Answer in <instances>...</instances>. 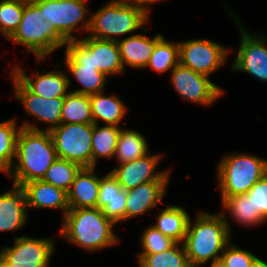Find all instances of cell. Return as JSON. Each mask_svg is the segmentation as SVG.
I'll list each match as a JSON object with an SVG mask.
<instances>
[{"label": "cell", "instance_id": "obj_1", "mask_svg": "<svg viewBox=\"0 0 267 267\" xmlns=\"http://www.w3.org/2000/svg\"><path fill=\"white\" fill-rule=\"evenodd\" d=\"M57 158L50 131L24 122L17 137L14 170L10 169L7 174L18 186L41 180Z\"/></svg>", "mask_w": 267, "mask_h": 267}, {"label": "cell", "instance_id": "obj_2", "mask_svg": "<svg viewBox=\"0 0 267 267\" xmlns=\"http://www.w3.org/2000/svg\"><path fill=\"white\" fill-rule=\"evenodd\" d=\"M224 212L210 214L200 212L194 225L189 220L183 245L191 267H201L221 259L220 251H224L229 243L230 227Z\"/></svg>", "mask_w": 267, "mask_h": 267}, {"label": "cell", "instance_id": "obj_3", "mask_svg": "<svg viewBox=\"0 0 267 267\" xmlns=\"http://www.w3.org/2000/svg\"><path fill=\"white\" fill-rule=\"evenodd\" d=\"M62 220L60 236L89 252L119 242L112 231L115 223L109 220L99 208H70Z\"/></svg>", "mask_w": 267, "mask_h": 267}, {"label": "cell", "instance_id": "obj_4", "mask_svg": "<svg viewBox=\"0 0 267 267\" xmlns=\"http://www.w3.org/2000/svg\"><path fill=\"white\" fill-rule=\"evenodd\" d=\"M8 39L33 52L37 61L68 42L50 21H44L43 10L37 4L24 5L21 22Z\"/></svg>", "mask_w": 267, "mask_h": 267}, {"label": "cell", "instance_id": "obj_5", "mask_svg": "<svg viewBox=\"0 0 267 267\" xmlns=\"http://www.w3.org/2000/svg\"><path fill=\"white\" fill-rule=\"evenodd\" d=\"M149 13L127 0H115L100 8L90 16L91 37L118 41L115 36L138 30L147 23Z\"/></svg>", "mask_w": 267, "mask_h": 267}, {"label": "cell", "instance_id": "obj_6", "mask_svg": "<svg viewBox=\"0 0 267 267\" xmlns=\"http://www.w3.org/2000/svg\"><path fill=\"white\" fill-rule=\"evenodd\" d=\"M266 174V159L243 153L224 157L218 165V186L222 201L228 197L246 194Z\"/></svg>", "mask_w": 267, "mask_h": 267}, {"label": "cell", "instance_id": "obj_7", "mask_svg": "<svg viewBox=\"0 0 267 267\" xmlns=\"http://www.w3.org/2000/svg\"><path fill=\"white\" fill-rule=\"evenodd\" d=\"M49 131L58 158L92 167L93 124H60Z\"/></svg>", "mask_w": 267, "mask_h": 267}, {"label": "cell", "instance_id": "obj_8", "mask_svg": "<svg viewBox=\"0 0 267 267\" xmlns=\"http://www.w3.org/2000/svg\"><path fill=\"white\" fill-rule=\"evenodd\" d=\"M65 48L67 69L83 85L72 92L89 96L104 92L107 76L95 67L91 51L79 39L68 41Z\"/></svg>", "mask_w": 267, "mask_h": 267}, {"label": "cell", "instance_id": "obj_9", "mask_svg": "<svg viewBox=\"0 0 267 267\" xmlns=\"http://www.w3.org/2000/svg\"><path fill=\"white\" fill-rule=\"evenodd\" d=\"M87 0H46L37 5L43 10L44 21H50L58 32L67 40L77 39L73 31L89 30L90 17L86 19ZM83 24L80 25V22ZM78 24L80 27L78 28Z\"/></svg>", "mask_w": 267, "mask_h": 267}, {"label": "cell", "instance_id": "obj_10", "mask_svg": "<svg viewBox=\"0 0 267 267\" xmlns=\"http://www.w3.org/2000/svg\"><path fill=\"white\" fill-rule=\"evenodd\" d=\"M179 43V63L191 70L210 76L222 67L230 50L207 39H193Z\"/></svg>", "mask_w": 267, "mask_h": 267}, {"label": "cell", "instance_id": "obj_11", "mask_svg": "<svg viewBox=\"0 0 267 267\" xmlns=\"http://www.w3.org/2000/svg\"><path fill=\"white\" fill-rule=\"evenodd\" d=\"M171 81L178 94L190 102L208 106L223 95V90L208 76L180 63L171 70Z\"/></svg>", "mask_w": 267, "mask_h": 267}, {"label": "cell", "instance_id": "obj_12", "mask_svg": "<svg viewBox=\"0 0 267 267\" xmlns=\"http://www.w3.org/2000/svg\"><path fill=\"white\" fill-rule=\"evenodd\" d=\"M13 247H3L0 255L14 267H48L54 252L53 239L29 236L14 238Z\"/></svg>", "mask_w": 267, "mask_h": 267}, {"label": "cell", "instance_id": "obj_13", "mask_svg": "<svg viewBox=\"0 0 267 267\" xmlns=\"http://www.w3.org/2000/svg\"><path fill=\"white\" fill-rule=\"evenodd\" d=\"M240 32L241 43L232 69L267 81V39L251 35L244 28Z\"/></svg>", "mask_w": 267, "mask_h": 267}, {"label": "cell", "instance_id": "obj_14", "mask_svg": "<svg viewBox=\"0 0 267 267\" xmlns=\"http://www.w3.org/2000/svg\"><path fill=\"white\" fill-rule=\"evenodd\" d=\"M161 157L162 155H150L148 153L142 158L120 164L119 167L113 168L110 172L124 190L133 189L150 181L169 180V169L166 171H154Z\"/></svg>", "mask_w": 267, "mask_h": 267}, {"label": "cell", "instance_id": "obj_15", "mask_svg": "<svg viewBox=\"0 0 267 267\" xmlns=\"http://www.w3.org/2000/svg\"><path fill=\"white\" fill-rule=\"evenodd\" d=\"M14 96L26 112L38 120L51 124L44 130H51L61 124V108L64 97L44 98L31 92L13 73Z\"/></svg>", "mask_w": 267, "mask_h": 267}, {"label": "cell", "instance_id": "obj_16", "mask_svg": "<svg viewBox=\"0 0 267 267\" xmlns=\"http://www.w3.org/2000/svg\"><path fill=\"white\" fill-rule=\"evenodd\" d=\"M31 92L44 98L65 97L70 79L64 71L53 70L45 74H33L29 78L22 68L15 66L12 72ZM35 78V79H34Z\"/></svg>", "mask_w": 267, "mask_h": 267}, {"label": "cell", "instance_id": "obj_17", "mask_svg": "<svg viewBox=\"0 0 267 267\" xmlns=\"http://www.w3.org/2000/svg\"><path fill=\"white\" fill-rule=\"evenodd\" d=\"M168 180H155L126 190L125 220L151 211L166 194Z\"/></svg>", "mask_w": 267, "mask_h": 267}, {"label": "cell", "instance_id": "obj_18", "mask_svg": "<svg viewBox=\"0 0 267 267\" xmlns=\"http://www.w3.org/2000/svg\"><path fill=\"white\" fill-rule=\"evenodd\" d=\"M24 191L27 208H57L63 210V217L69 211L68 194L42 180L29 181L21 186Z\"/></svg>", "mask_w": 267, "mask_h": 267}, {"label": "cell", "instance_id": "obj_19", "mask_svg": "<svg viewBox=\"0 0 267 267\" xmlns=\"http://www.w3.org/2000/svg\"><path fill=\"white\" fill-rule=\"evenodd\" d=\"M126 190L122 189L116 178L109 172L100 178L97 208L112 222L125 220Z\"/></svg>", "mask_w": 267, "mask_h": 267}, {"label": "cell", "instance_id": "obj_20", "mask_svg": "<svg viewBox=\"0 0 267 267\" xmlns=\"http://www.w3.org/2000/svg\"><path fill=\"white\" fill-rule=\"evenodd\" d=\"M96 167L81 168L76 174L68 194L70 208H97L100 177L94 174Z\"/></svg>", "mask_w": 267, "mask_h": 267}, {"label": "cell", "instance_id": "obj_21", "mask_svg": "<svg viewBox=\"0 0 267 267\" xmlns=\"http://www.w3.org/2000/svg\"><path fill=\"white\" fill-rule=\"evenodd\" d=\"M27 203L21 186L0 194V232L22 228L27 221Z\"/></svg>", "mask_w": 267, "mask_h": 267}, {"label": "cell", "instance_id": "obj_22", "mask_svg": "<svg viewBox=\"0 0 267 267\" xmlns=\"http://www.w3.org/2000/svg\"><path fill=\"white\" fill-rule=\"evenodd\" d=\"M162 34H157L150 39L146 35L136 34L118 40L120 49V59L123 65L134 68H145L149 62L156 44L163 38Z\"/></svg>", "mask_w": 267, "mask_h": 267}, {"label": "cell", "instance_id": "obj_23", "mask_svg": "<svg viewBox=\"0 0 267 267\" xmlns=\"http://www.w3.org/2000/svg\"><path fill=\"white\" fill-rule=\"evenodd\" d=\"M93 54V62L98 70L106 76L112 74L123 73L120 59V49L116 41L97 39L86 36L79 39Z\"/></svg>", "mask_w": 267, "mask_h": 267}, {"label": "cell", "instance_id": "obj_24", "mask_svg": "<svg viewBox=\"0 0 267 267\" xmlns=\"http://www.w3.org/2000/svg\"><path fill=\"white\" fill-rule=\"evenodd\" d=\"M93 124L101 119L106 125L119 126L126 114L125 104L117 96H105L103 92L90 95Z\"/></svg>", "mask_w": 267, "mask_h": 267}, {"label": "cell", "instance_id": "obj_25", "mask_svg": "<svg viewBox=\"0 0 267 267\" xmlns=\"http://www.w3.org/2000/svg\"><path fill=\"white\" fill-rule=\"evenodd\" d=\"M156 224L153 226L163 235L171 238L176 243L185 239L190 217L186 210L178 206H167L157 216Z\"/></svg>", "mask_w": 267, "mask_h": 267}, {"label": "cell", "instance_id": "obj_26", "mask_svg": "<svg viewBox=\"0 0 267 267\" xmlns=\"http://www.w3.org/2000/svg\"><path fill=\"white\" fill-rule=\"evenodd\" d=\"M61 124H93L90 96L69 92L62 104Z\"/></svg>", "mask_w": 267, "mask_h": 267}, {"label": "cell", "instance_id": "obj_27", "mask_svg": "<svg viewBox=\"0 0 267 267\" xmlns=\"http://www.w3.org/2000/svg\"><path fill=\"white\" fill-rule=\"evenodd\" d=\"M148 153L146 139L139 131L121 129L114 155L120 164L142 158Z\"/></svg>", "mask_w": 267, "mask_h": 267}, {"label": "cell", "instance_id": "obj_28", "mask_svg": "<svg viewBox=\"0 0 267 267\" xmlns=\"http://www.w3.org/2000/svg\"><path fill=\"white\" fill-rule=\"evenodd\" d=\"M121 128L114 125L93 124L92 167L97 166L98 157L113 158Z\"/></svg>", "mask_w": 267, "mask_h": 267}, {"label": "cell", "instance_id": "obj_29", "mask_svg": "<svg viewBox=\"0 0 267 267\" xmlns=\"http://www.w3.org/2000/svg\"><path fill=\"white\" fill-rule=\"evenodd\" d=\"M223 208L230 211L233 219L245 226H254L265 222L258 210L254 209L251 197L246 194L235 195L222 201Z\"/></svg>", "mask_w": 267, "mask_h": 267}, {"label": "cell", "instance_id": "obj_30", "mask_svg": "<svg viewBox=\"0 0 267 267\" xmlns=\"http://www.w3.org/2000/svg\"><path fill=\"white\" fill-rule=\"evenodd\" d=\"M139 267H191L184 245L175 243L171 248L155 254H138Z\"/></svg>", "mask_w": 267, "mask_h": 267}, {"label": "cell", "instance_id": "obj_31", "mask_svg": "<svg viewBox=\"0 0 267 267\" xmlns=\"http://www.w3.org/2000/svg\"><path fill=\"white\" fill-rule=\"evenodd\" d=\"M20 129L16 127L15 119L0 123V171L6 174L14 163Z\"/></svg>", "mask_w": 267, "mask_h": 267}, {"label": "cell", "instance_id": "obj_32", "mask_svg": "<svg viewBox=\"0 0 267 267\" xmlns=\"http://www.w3.org/2000/svg\"><path fill=\"white\" fill-rule=\"evenodd\" d=\"M80 169L75 163L57 158L41 180L68 192Z\"/></svg>", "mask_w": 267, "mask_h": 267}, {"label": "cell", "instance_id": "obj_33", "mask_svg": "<svg viewBox=\"0 0 267 267\" xmlns=\"http://www.w3.org/2000/svg\"><path fill=\"white\" fill-rule=\"evenodd\" d=\"M179 63V43L169 42L164 37L156 44L146 67L162 73Z\"/></svg>", "mask_w": 267, "mask_h": 267}, {"label": "cell", "instance_id": "obj_34", "mask_svg": "<svg viewBox=\"0 0 267 267\" xmlns=\"http://www.w3.org/2000/svg\"><path fill=\"white\" fill-rule=\"evenodd\" d=\"M22 0L0 1V32L9 38L19 26L24 12Z\"/></svg>", "mask_w": 267, "mask_h": 267}, {"label": "cell", "instance_id": "obj_35", "mask_svg": "<svg viewBox=\"0 0 267 267\" xmlns=\"http://www.w3.org/2000/svg\"><path fill=\"white\" fill-rule=\"evenodd\" d=\"M142 253L155 254L171 248L176 242L171 238L163 235L153 225L147 228L141 236Z\"/></svg>", "mask_w": 267, "mask_h": 267}, {"label": "cell", "instance_id": "obj_36", "mask_svg": "<svg viewBox=\"0 0 267 267\" xmlns=\"http://www.w3.org/2000/svg\"><path fill=\"white\" fill-rule=\"evenodd\" d=\"M221 260L227 267H256L261 259L250 251L239 249L234 244H228L221 255Z\"/></svg>", "mask_w": 267, "mask_h": 267}, {"label": "cell", "instance_id": "obj_37", "mask_svg": "<svg viewBox=\"0 0 267 267\" xmlns=\"http://www.w3.org/2000/svg\"><path fill=\"white\" fill-rule=\"evenodd\" d=\"M251 197L254 209L258 210L261 217L267 220V174L256 182L247 192Z\"/></svg>", "mask_w": 267, "mask_h": 267}, {"label": "cell", "instance_id": "obj_38", "mask_svg": "<svg viewBox=\"0 0 267 267\" xmlns=\"http://www.w3.org/2000/svg\"><path fill=\"white\" fill-rule=\"evenodd\" d=\"M130 4L139 6L140 8L144 9L145 11H147L149 13V9L148 7H146V5L148 6L149 3L153 4L155 2H158L160 0H127Z\"/></svg>", "mask_w": 267, "mask_h": 267}, {"label": "cell", "instance_id": "obj_39", "mask_svg": "<svg viewBox=\"0 0 267 267\" xmlns=\"http://www.w3.org/2000/svg\"><path fill=\"white\" fill-rule=\"evenodd\" d=\"M210 267H227V265L225 264V262L223 260L218 259V260L212 262Z\"/></svg>", "mask_w": 267, "mask_h": 267}, {"label": "cell", "instance_id": "obj_40", "mask_svg": "<svg viewBox=\"0 0 267 267\" xmlns=\"http://www.w3.org/2000/svg\"><path fill=\"white\" fill-rule=\"evenodd\" d=\"M0 267H14L0 255Z\"/></svg>", "mask_w": 267, "mask_h": 267}, {"label": "cell", "instance_id": "obj_41", "mask_svg": "<svg viewBox=\"0 0 267 267\" xmlns=\"http://www.w3.org/2000/svg\"><path fill=\"white\" fill-rule=\"evenodd\" d=\"M25 4H37L46 0H22Z\"/></svg>", "mask_w": 267, "mask_h": 267}, {"label": "cell", "instance_id": "obj_42", "mask_svg": "<svg viewBox=\"0 0 267 267\" xmlns=\"http://www.w3.org/2000/svg\"><path fill=\"white\" fill-rule=\"evenodd\" d=\"M256 267H267V263L263 260H260V262L256 265Z\"/></svg>", "mask_w": 267, "mask_h": 267}]
</instances>
